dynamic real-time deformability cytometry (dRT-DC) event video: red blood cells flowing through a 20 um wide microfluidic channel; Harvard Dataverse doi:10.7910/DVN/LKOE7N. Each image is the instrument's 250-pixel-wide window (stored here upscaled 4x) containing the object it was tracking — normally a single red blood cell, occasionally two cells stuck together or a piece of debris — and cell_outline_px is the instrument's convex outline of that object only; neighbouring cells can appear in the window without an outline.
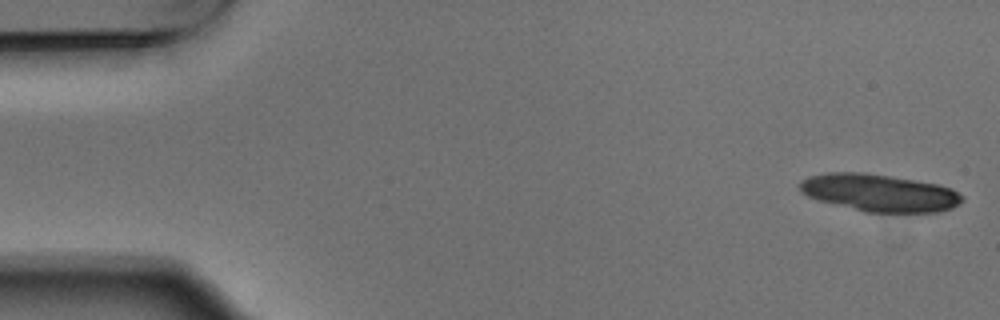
{"species": "Egyptian fruit bat (a non-hibernating species)", "species_latin": "Rousettus aegyptiacus", "temperature_condition": "warm", "stored_images_in_passage": 5, "camera_frame_rate_fps": 3000, "um_per_image_px": 0.085, "animal": {"sex": "male"}, "frame": {"image": 1, "passage_image": 1, "time_ms": 0.0, "image_size_px": [1000, 320], "cell_outline_px": [[964, 200], [952, 208], [936, 212], [864, 212], [820, 200], [808, 196], [800, 192], [800, 180], [808, 176], [828, 172], [864, 172], [940, 184], [952, 188], [964, 196]], "centroid_in_image_um": [74.77, 16.38], "position_along_channel_um": 10.2, "area_um2": 35.43}}